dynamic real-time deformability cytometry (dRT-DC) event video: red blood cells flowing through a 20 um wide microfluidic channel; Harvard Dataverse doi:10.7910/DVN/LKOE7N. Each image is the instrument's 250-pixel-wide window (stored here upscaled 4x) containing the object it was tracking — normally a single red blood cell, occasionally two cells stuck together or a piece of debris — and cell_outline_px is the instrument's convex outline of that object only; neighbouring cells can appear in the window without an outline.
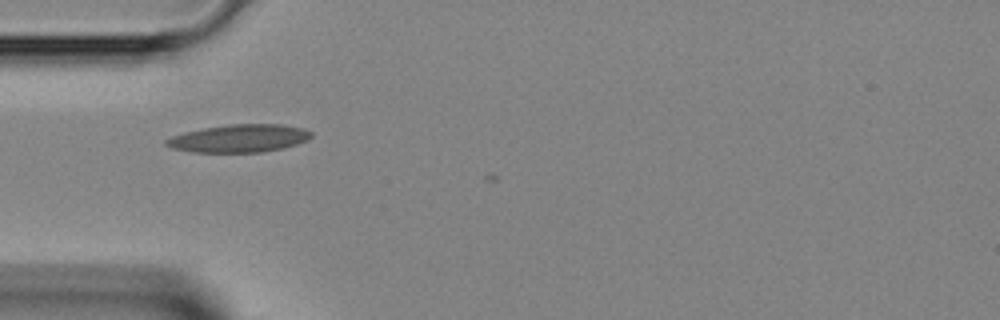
{"species": "Egyptian fruit bat (a non-hibernating species)", "species_latin": "Rousettus aegyptiacus", "temperature_condition": "room temperature", "stored_images_in_passage": 7, "camera_frame_rate_fps": 3000, "um_per_image_px": 0.085, "animal": {"sex": "female"}, "frame": {"image": 1, "passage_image": 1, "time_ms": 0.0, "image_size_px": [1000, 320], "cell_outline_px": [[312, 136], [308, 140], [296, 144], [280, 148], [260, 152], [192, 152], [172, 148], [164, 144], [164, 140], [172, 136], [184, 132], [204, 128], [228, 124], [280, 124], [304, 128], [312, 132]], "centroid_in_image_um": [20.32, 11.75], "position_along_channel_um": 64.7, "area_um2": 23.47}}
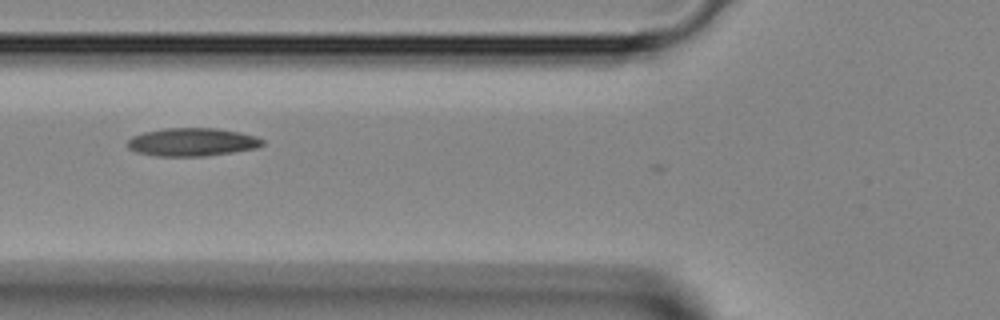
{"frame": {"image": 2, "passage_image": 4, "time_ms": 1.0, "image_size_px": [1000, 320], "cell_outline_px": [[264, 144], [256, 148], [232, 152], [204, 156], [156, 156], [136, 152], [128, 148], [128, 140], [132, 136], [144, 132], [164, 128], [216, 128], [240, 132], [256, 136], [264, 140]], "centroid_in_image_um": [16.33, 12.07], "position_along_channel_um": 109.5, "area_um2": 22.14}}
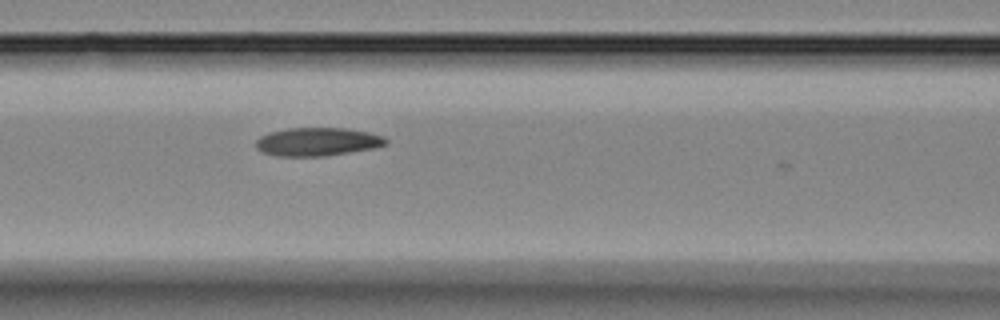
{"frame": {"image": 3, "passage_image": 6, "time_ms": 1.667, "image_size_px": [1000, 320], "cell_outline_px": [[388, 144], [372, 148], [324, 156], [276, 156], [260, 152], [256, 148], [256, 140], [260, 136], [268, 132], [288, 128], [348, 128], [368, 132], [384, 136], [388, 140]], "centroid_in_image_um": [26.95, 12.04], "position_along_channel_um": 139.6, "area_um2": 21.56}}